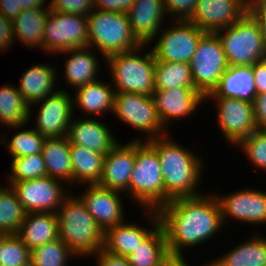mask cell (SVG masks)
<instances>
[{"label": "cell", "instance_id": "33", "mask_svg": "<svg viewBox=\"0 0 266 266\" xmlns=\"http://www.w3.org/2000/svg\"><path fill=\"white\" fill-rule=\"evenodd\" d=\"M168 254L165 232L159 224L127 259L131 266H157Z\"/></svg>", "mask_w": 266, "mask_h": 266}, {"label": "cell", "instance_id": "23", "mask_svg": "<svg viewBox=\"0 0 266 266\" xmlns=\"http://www.w3.org/2000/svg\"><path fill=\"white\" fill-rule=\"evenodd\" d=\"M58 54L68 55L64 61L63 76L66 78H64L65 83L73 89L100 79L97 77L98 71H100V64L98 63L100 61L90 46L65 50Z\"/></svg>", "mask_w": 266, "mask_h": 266}, {"label": "cell", "instance_id": "42", "mask_svg": "<svg viewBox=\"0 0 266 266\" xmlns=\"http://www.w3.org/2000/svg\"><path fill=\"white\" fill-rule=\"evenodd\" d=\"M198 0H164L166 14L174 20H189ZM173 16V17H172Z\"/></svg>", "mask_w": 266, "mask_h": 266}, {"label": "cell", "instance_id": "25", "mask_svg": "<svg viewBox=\"0 0 266 266\" xmlns=\"http://www.w3.org/2000/svg\"><path fill=\"white\" fill-rule=\"evenodd\" d=\"M73 110L83 111L87 117L98 118L101 114L113 112L115 91L112 83L95 81L75 89ZM98 116V117H96Z\"/></svg>", "mask_w": 266, "mask_h": 266}, {"label": "cell", "instance_id": "14", "mask_svg": "<svg viewBox=\"0 0 266 266\" xmlns=\"http://www.w3.org/2000/svg\"><path fill=\"white\" fill-rule=\"evenodd\" d=\"M35 105L39 107L38 113L36 112L35 130L45 138L67 136L74 113L73 98L68 91L58 88L54 94L32 104L29 107V115L34 113L31 108Z\"/></svg>", "mask_w": 266, "mask_h": 266}, {"label": "cell", "instance_id": "27", "mask_svg": "<svg viewBox=\"0 0 266 266\" xmlns=\"http://www.w3.org/2000/svg\"><path fill=\"white\" fill-rule=\"evenodd\" d=\"M256 94L251 66H229L218 87L206 97L238 98L253 103Z\"/></svg>", "mask_w": 266, "mask_h": 266}, {"label": "cell", "instance_id": "11", "mask_svg": "<svg viewBox=\"0 0 266 266\" xmlns=\"http://www.w3.org/2000/svg\"><path fill=\"white\" fill-rule=\"evenodd\" d=\"M89 46L87 18L49 10L44 29V50L57 54Z\"/></svg>", "mask_w": 266, "mask_h": 266}, {"label": "cell", "instance_id": "7", "mask_svg": "<svg viewBox=\"0 0 266 266\" xmlns=\"http://www.w3.org/2000/svg\"><path fill=\"white\" fill-rule=\"evenodd\" d=\"M89 46L102 57L132 51L142 46L132 32L126 13L94 9L87 17Z\"/></svg>", "mask_w": 266, "mask_h": 266}, {"label": "cell", "instance_id": "2", "mask_svg": "<svg viewBox=\"0 0 266 266\" xmlns=\"http://www.w3.org/2000/svg\"><path fill=\"white\" fill-rule=\"evenodd\" d=\"M168 134L147 141L158 153L165 189V205L180 197H195L205 166L201 156L186 149ZM198 155V156H197ZM198 186V187H197Z\"/></svg>", "mask_w": 266, "mask_h": 266}, {"label": "cell", "instance_id": "4", "mask_svg": "<svg viewBox=\"0 0 266 266\" xmlns=\"http://www.w3.org/2000/svg\"><path fill=\"white\" fill-rule=\"evenodd\" d=\"M143 48H146V45L105 58L115 93L152 96L155 91L156 59L152 50L141 55Z\"/></svg>", "mask_w": 266, "mask_h": 266}, {"label": "cell", "instance_id": "40", "mask_svg": "<svg viewBox=\"0 0 266 266\" xmlns=\"http://www.w3.org/2000/svg\"><path fill=\"white\" fill-rule=\"evenodd\" d=\"M0 266H30V249L16 234L4 233Z\"/></svg>", "mask_w": 266, "mask_h": 266}, {"label": "cell", "instance_id": "49", "mask_svg": "<svg viewBox=\"0 0 266 266\" xmlns=\"http://www.w3.org/2000/svg\"><path fill=\"white\" fill-rule=\"evenodd\" d=\"M184 254H168L162 262L157 266H189ZM191 266V265H190ZM203 266H209V263H205Z\"/></svg>", "mask_w": 266, "mask_h": 266}, {"label": "cell", "instance_id": "24", "mask_svg": "<svg viewBox=\"0 0 266 266\" xmlns=\"http://www.w3.org/2000/svg\"><path fill=\"white\" fill-rule=\"evenodd\" d=\"M56 70L54 65L37 63L22 73L19 85L16 87L29 106L57 91L55 88L58 87H54L56 78L59 77Z\"/></svg>", "mask_w": 266, "mask_h": 266}, {"label": "cell", "instance_id": "18", "mask_svg": "<svg viewBox=\"0 0 266 266\" xmlns=\"http://www.w3.org/2000/svg\"><path fill=\"white\" fill-rule=\"evenodd\" d=\"M136 141L118 142L104 156L102 175L97 185L129 194V184L135 164ZM126 191V192H125Z\"/></svg>", "mask_w": 266, "mask_h": 266}, {"label": "cell", "instance_id": "51", "mask_svg": "<svg viewBox=\"0 0 266 266\" xmlns=\"http://www.w3.org/2000/svg\"><path fill=\"white\" fill-rule=\"evenodd\" d=\"M247 11L252 13L266 10V0H244Z\"/></svg>", "mask_w": 266, "mask_h": 266}, {"label": "cell", "instance_id": "19", "mask_svg": "<svg viewBox=\"0 0 266 266\" xmlns=\"http://www.w3.org/2000/svg\"><path fill=\"white\" fill-rule=\"evenodd\" d=\"M247 8L244 0H198L188 20L205 32H216L238 21Z\"/></svg>", "mask_w": 266, "mask_h": 266}, {"label": "cell", "instance_id": "32", "mask_svg": "<svg viewBox=\"0 0 266 266\" xmlns=\"http://www.w3.org/2000/svg\"><path fill=\"white\" fill-rule=\"evenodd\" d=\"M29 105L24 101L23 95L18 91L16 85L6 84L0 88V126L8 129L20 130L28 126L31 119ZM18 129V130H17Z\"/></svg>", "mask_w": 266, "mask_h": 266}, {"label": "cell", "instance_id": "12", "mask_svg": "<svg viewBox=\"0 0 266 266\" xmlns=\"http://www.w3.org/2000/svg\"><path fill=\"white\" fill-rule=\"evenodd\" d=\"M26 213H56L64 198L69 194V186L61 180L45 176L42 178L8 182ZM68 192V193H67Z\"/></svg>", "mask_w": 266, "mask_h": 266}, {"label": "cell", "instance_id": "9", "mask_svg": "<svg viewBox=\"0 0 266 266\" xmlns=\"http://www.w3.org/2000/svg\"><path fill=\"white\" fill-rule=\"evenodd\" d=\"M189 64L195 89L206 97L218 87L229 67L222 44L215 33L207 32L199 40Z\"/></svg>", "mask_w": 266, "mask_h": 266}, {"label": "cell", "instance_id": "43", "mask_svg": "<svg viewBox=\"0 0 266 266\" xmlns=\"http://www.w3.org/2000/svg\"><path fill=\"white\" fill-rule=\"evenodd\" d=\"M91 256L96 259V266H131L126 256L112 254L103 248L88 257Z\"/></svg>", "mask_w": 266, "mask_h": 266}, {"label": "cell", "instance_id": "36", "mask_svg": "<svg viewBox=\"0 0 266 266\" xmlns=\"http://www.w3.org/2000/svg\"><path fill=\"white\" fill-rule=\"evenodd\" d=\"M77 255L60 239L30 250V266H68Z\"/></svg>", "mask_w": 266, "mask_h": 266}, {"label": "cell", "instance_id": "30", "mask_svg": "<svg viewBox=\"0 0 266 266\" xmlns=\"http://www.w3.org/2000/svg\"><path fill=\"white\" fill-rule=\"evenodd\" d=\"M47 176L63 181L72 187L70 143L66 136L46 138L41 151Z\"/></svg>", "mask_w": 266, "mask_h": 266}, {"label": "cell", "instance_id": "41", "mask_svg": "<svg viewBox=\"0 0 266 266\" xmlns=\"http://www.w3.org/2000/svg\"><path fill=\"white\" fill-rule=\"evenodd\" d=\"M49 10L87 17L95 9L94 0H50Z\"/></svg>", "mask_w": 266, "mask_h": 266}, {"label": "cell", "instance_id": "37", "mask_svg": "<svg viewBox=\"0 0 266 266\" xmlns=\"http://www.w3.org/2000/svg\"><path fill=\"white\" fill-rule=\"evenodd\" d=\"M5 133L0 138V144H3L13 158L24 157L27 155L41 153L45 137L33 127L21 129L15 133L10 140L5 137ZM6 138V139H5ZM5 140V141H4Z\"/></svg>", "mask_w": 266, "mask_h": 266}, {"label": "cell", "instance_id": "22", "mask_svg": "<svg viewBox=\"0 0 266 266\" xmlns=\"http://www.w3.org/2000/svg\"><path fill=\"white\" fill-rule=\"evenodd\" d=\"M127 15L135 37L148 46L162 30L163 20L167 18L164 0H135Z\"/></svg>", "mask_w": 266, "mask_h": 266}, {"label": "cell", "instance_id": "21", "mask_svg": "<svg viewBox=\"0 0 266 266\" xmlns=\"http://www.w3.org/2000/svg\"><path fill=\"white\" fill-rule=\"evenodd\" d=\"M110 127L101 119L72 117L68 127L69 143L86 147L92 152L106 155L118 143Z\"/></svg>", "mask_w": 266, "mask_h": 266}, {"label": "cell", "instance_id": "39", "mask_svg": "<svg viewBox=\"0 0 266 266\" xmlns=\"http://www.w3.org/2000/svg\"><path fill=\"white\" fill-rule=\"evenodd\" d=\"M236 146L240 147L248 161L258 169L266 171V129H256L248 137L240 140Z\"/></svg>", "mask_w": 266, "mask_h": 266}, {"label": "cell", "instance_id": "29", "mask_svg": "<svg viewBox=\"0 0 266 266\" xmlns=\"http://www.w3.org/2000/svg\"><path fill=\"white\" fill-rule=\"evenodd\" d=\"M49 9H26L13 20L15 42L44 51V29Z\"/></svg>", "mask_w": 266, "mask_h": 266}, {"label": "cell", "instance_id": "15", "mask_svg": "<svg viewBox=\"0 0 266 266\" xmlns=\"http://www.w3.org/2000/svg\"><path fill=\"white\" fill-rule=\"evenodd\" d=\"M219 204L223 224L228 218L240 223L266 224V192L259 189H239L226 196L214 194Z\"/></svg>", "mask_w": 266, "mask_h": 266}, {"label": "cell", "instance_id": "10", "mask_svg": "<svg viewBox=\"0 0 266 266\" xmlns=\"http://www.w3.org/2000/svg\"><path fill=\"white\" fill-rule=\"evenodd\" d=\"M206 33L188 20H175L172 26L156 35L157 41L151 50L156 61L190 63L199 40Z\"/></svg>", "mask_w": 266, "mask_h": 266}, {"label": "cell", "instance_id": "53", "mask_svg": "<svg viewBox=\"0 0 266 266\" xmlns=\"http://www.w3.org/2000/svg\"><path fill=\"white\" fill-rule=\"evenodd\" d=\"M3 244H4V233H0V261H1V254H2V249H3Z\"/></svg>", "mask_w": 266, "mask_h": 266}, {"label": "cell", "instance_id": "8", "mask_svg": "<svg viewBox=\"0 0 266 266\" xmlns=\"http://www.w3.org/2000/svg\"><path fill=\"white\" fill-rule=\"evenodd\" d=\"M113 115L147 138L134 141H150L168 134L158 117L152 96L136 93H115Z\"/></svg>", "mask_w": 266, "mask_h": 266}, {"label": "cell", "instance_id": "46", "mask_svg": "<svg viewBox=\"0 0 266 266\" xmlns=\"http://www.w3.org/2000/svg\"><path fill=\"white\" fill-rule=\"evenodd\" d=\"M254 120L258 129H266V92L256 94L253 101Z\"/></svg>", "mask_w": 266, "mask_h": 266}, {"label": "cell", "instance_id": "52", "mask_svg": "<svg viewBox=\"0 0 266 266\" xmlns=\"http://www.w3.org/2000/svg\"><path fill=\"white\" fill-rule=\"evenodd\" d=\"M256 14L259 16L261 21V29L263 33V45L266 52V10L262 12H257Z\"/></svg>", "mask_w": 266, "mask_h": 266}, {"label": "cell", "instance_id": "17", "mask_svg": "<svg viewBox=\"0 0 266 266\" xmlns=\"http://www.w3.org/2000/svg\"><path fill=\"white\" fill-rule=\"evenodd\" d=\"M82 192L78 196L103 232L125 221L122 192L97 184L86 185Z\"/></svg>", "mask_w": 266, "mask_h": 266}, {"label": "cell", "instance_id": "1", "mask_svg": "<svg viewBox=\"0 0 266 266\" xmlns=\"http://www.w3.org/2000/svg\"><path fill=\"white\" fill-rule=\"evenodd\" d=\"M157 212L170 254L183 255V249L208 242L223 227L214 193L171 199Z\"/></svg>", "mask_w": 266, "mask_h": 266}, {"label": "cell", "instance_id": "35", "mask_svg": "<svg viewBox=\"0 0 266 266\" xmlns=\"http://www.w3.org/2000/svg\"><path fill=\"white\" fill-rule=\"evenodd\" d=\"M25 215L26 212L10 185H0V233L17 234Z\"/></svg>", "mask_w": 266, "mask_h": 266}, {"label": "cell", "instance_id": "3", "mask_svg": "<svg viewBox=\"0 0 266 266\" xmlns=\"http://www.w3.org/2000/svg\"><path fill=\"white\" fill-rule=\"evenodd\" d=\"M56 215L59 238L77 257L87 258L103 248L104 232L78 195L69 193Z\"/></svg>", "mask_w": 266, "mask_h": 266}, {"label": "cell", "instance_id": "34", "mask_svg": "<svg viewBox=\"0 0 266 266\" xmlns=\"http://www.w3.org/2000/svg\"><path fill=\"white\" fill-rule=\"evenodd\" d=\"M155 90L195 87L189 63L156 61Z\"/></svg>", "mask_w": 266, "mask_h": 266}, {"label": "cell", "instance_id": "5", "mask_svg": "<svg viewBox=\"0 0 266 266\" xmlns=\"http://www.w3.org/2000/svg\"><path fill=\"white\" fill-rule=\"evenodd\" d=\"M214 33L219 37L229 66H252L266 59L261 21L256 13L247 11L238 21Z\"/></svg>", "mask_w": 266, "mask_h": 266}, {"label": "cell", "instance_id": "38", "mask_svg": "<svg viewBox=\"0 0 266 266\" xmlns=\"http://www.w3.org/2000/svg\"><path fill=\"white\" fill-rule=\"evenodd\" d=\"M7 182L42 178L47 176L45 162L41 153L13 158Z\"/></svg>", "mask_w": 266, "mask_h": 266}, {"label": "cell", "instance_id": "26", "mask_svg": "<svg viewBox=\"0 0 266 266\" xmlns=\"http://www.w3.org/2000/svg\"><path fill=\"white\" fill-rule=\"evenodd\" d=\"M31 250L59 238L56 213L30 212L16 234Z\"/></svg>", "mask_w": 266, "mask_h": 266}, {"label": "cell", "instance_id": "44", "mask_svg": "<svg viewBox=\"0 0 266 266\" xmlns=\"http://www.w3.org/2000/svg\"><path fill=\"white\" fill-rule=\"evenodd\" d=\"M15 42L13 21L0 13V52H6Z\"/></svg>", "mask_w": 266, "mask_h": 266}, {"label": "cell", "instance_id": "47", "mask_svg": "<svg viewBox=\"0 0 266 266\" xmlns=\"http://www.w3.org/2000/svg\"><path fill=\"white\" fill-rule=\"evenodd\" d=\"M254 82H255V90L257 94H261L266 92V59L255 62L251 66Z\"/></svg>", "mask_w": 266, "mask_h": 266}, {"label": "cell", "instance_id": "45", "mask_svg": "<svg viewBox=\"0 0 266 266\" xmlns=\"http://www.w3.org/2000/svg\"><path fill=\"white\" fill-rule=\"evenodd\" d=\"M134 2L135 0H94V7L98 10L127 14Z\"/></svg>", "mask_w": 266, "mask_h": 266}, {"label": "cell", "instance_id": "28", "mask_svg": "<svg viewBox=\"0 0 266 266\" xmlns=\"http://www.w3.org/2000/svg\"><path fill=\"white\" fill-rule=\"evenodd\" d=\"M209 266H265L266 237L254 234L229 252L210 260Z\"/></svg>", "mask_w": 266, "mask_h": 266}, {"label": "cell", "instance_id": "48", "mask_svg": "<svg viewBox=\"0 0 266 266\" xmlns=\"http://www.w3.org/2000/svg\"><path fill=\"white\" fill-rule=\"evenodd\" d=\"M22 11L18 8V0H0V13L7 19L13 21Z\"/></svg>", "mask_w": 266, "mask_h": 266}, {"label": "cell", "instance_id": "6", "mask_svg": "<svg viewBox=\"0 0 266 266\" xmlns=\"http://www.w3.org/2000/svg\"><path fill=\"white\" fill-rule=\"evenodd\" d=\"M129 198L145 210L158 211L165 205V189L157 151L147 141H136L135 164Z\"/></svg>", "mask_w": 266, "mask_h": 266}, {"label": "cell", "instance_id": "50", "mask_svg": "<svg viewBox=\"0 0 266 266\" xmlns=\"http://www.w3.org/2000/svg\"><path fill=\"white\" fill-rule=\"evenodd\" d=\"M48 0H18V8L26 9H49L45 3ZM46 6V7H45Z\"/></svg>", "mask_w": 266, "mask_h": 266}, {"label": "cell", "instance_id": "20", "mask_svg": "<svg viewBox=\"0 0 266 266\" xmlns=\"http://www.w3.org/2000/svg\"><path fill=\"white\" fill-rule=\"evenodd\" d=\"M147 212V213H146ZM145 218L151 225L142 227L141 224H133L125 220L116 226L104 231L103 249L116 255L128 256L138 245L160 224L159 214L155 210H145ZM148 216V217H147Z\"/></svg>", "mask_w": 266, "mask_h": 266}, {"label": "cell", "instance_id": "13", "mask_svg": "<svg viewBox=\"0 0 266 266\" xmlns=\"http://www.w3.org/2000/svg\"><path fill=\"white\" fill-rule=\"evenodd\" d=\"M216 102L217 124L225 137L234 146L257 129L254 120L253 103L238 98L205 97Z\"/></svg>", "mask_w": 266, "mask_h": 266}, {"label": "cell", "instance_id": "31", "mask_svg": "<svg viewBox=\"0 0 266 266\" xmlns=\"http://www.w3.org/2000/svg\"><path fill=\"white\" fill-rule=\"evenodd\" d=\"M104 156L86 147L70 143L72 187L77 183L98 184L102 175Z\"/></svg>", "mask_w": 266, "mask_h": 266}, {"label": "cell", "instance_id": "16", "mask_svg": "<svg viewBox=\"0 0 266 266\" xmlns=\"http://www.w3.org/2000/svg\"><path fill=\"white\" fill-rule=\"evenodd\" d=\"M152 98L160 122L168 131L169 123H172L174 119H184L187 116L189 118L206 101L205 97L195 87L155 90Z\"/></svg>", "mask_w": 266, "mask_h": 266}]
</instances>
